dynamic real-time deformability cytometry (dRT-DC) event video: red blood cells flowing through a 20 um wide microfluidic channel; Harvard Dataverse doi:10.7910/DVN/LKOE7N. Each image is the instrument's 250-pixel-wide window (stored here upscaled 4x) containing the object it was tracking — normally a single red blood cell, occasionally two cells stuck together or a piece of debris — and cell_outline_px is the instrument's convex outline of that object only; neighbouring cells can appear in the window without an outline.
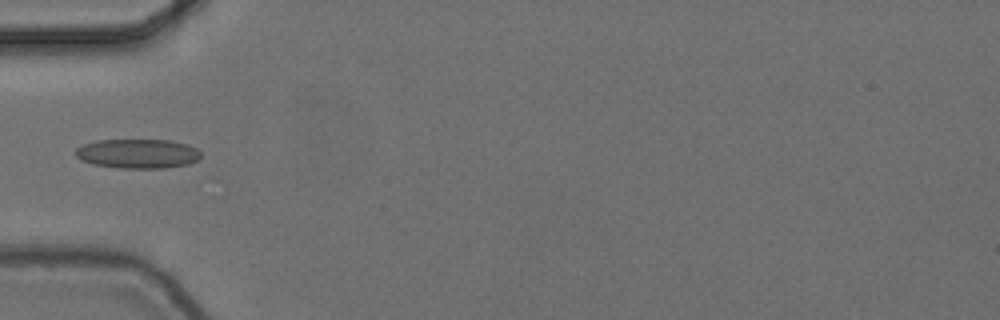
{"species": "common noctule bat (a hibernating species)", "species_latin": "Nyctalus noctula", "temperature_condition": "cold", "stored_images_in_passage": 38, "camera_frame_rate_fps": 3000, "um_per_image_px": 0.085, "animal": {"sex": "female", "body_mass_g": 24.6, "forearm_length_mm": 56.2}, "frame": {"image": 1, "passage_image": 1, "time_ms": 0.0, "image_size_px": [1000, 320], "cell_outline_px": [[200, 160], [188, 164], [164, 168], [120, 168], [92, 164], [80, 160], [76, 156], [76, 148], [84, 144], [96, 140], [172, 140], [188, 144], [196, 148], [200, 152]], "centroid_in_image_um": [11.72, 13.06], "position_along_channel_um": 73.3, "area_um2": 21.62}}
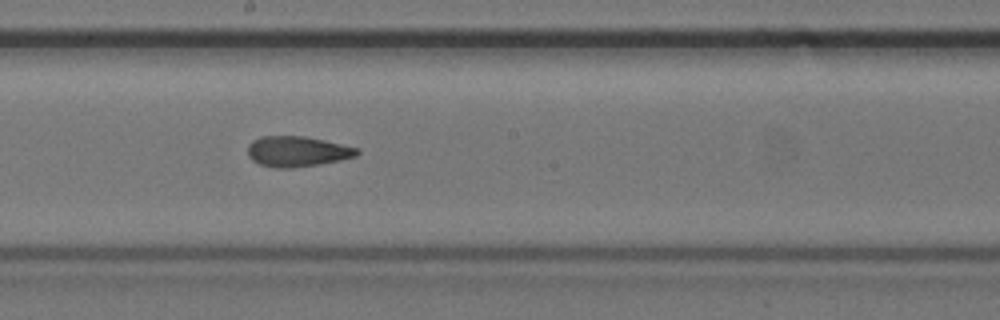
{"frame": {"image": 2, "passage_image": 13, "time_ms": 4.0, "image_size_px": [1000, 320], "cell_outline_px": [[360, 152], [356, 156], [340, 160], [320, 164], [292, 168], [276, 168], [260, 164], [252, 160], [248, 156], [248, 144], [252, 140], [260, 136], [304, 136], [324, 140], [360, 148]], "centroid_in_image_um": [25.26, 12.87], "position_along_channel_um": 222.9, "area_um2": 19.54}}
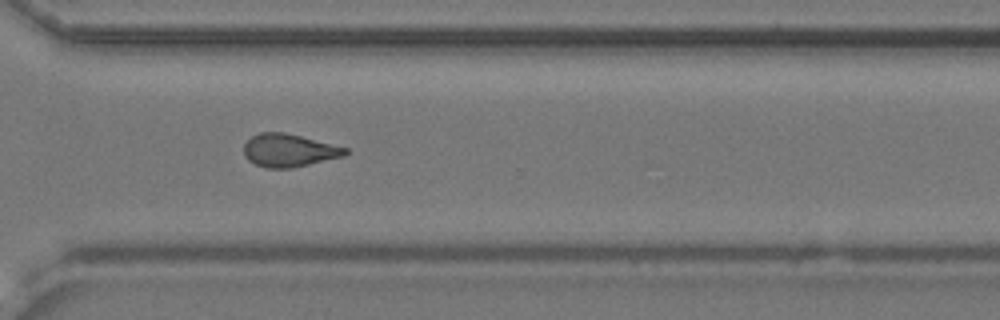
{"frame": {"image": 3, "passage_image": 23, "time_ms": 7.333, "image_size_px": [1000, 320], "cell_outline_px": [[348, 152], [344, 156], [292, 168], [264, 168], [248, 160], [244, 156], [244, 144], [252, 136], [260, 132], [284, 132], [348, 148]], "centroid_in_image_um": [24.54, 12.79], "position_along_channel_um": 346.1, "area_um2": 19.36}, "authors_computed_cell_mechanics": {"area_um2": 19.5364, "velocity_mm_per_s": 3.7163, "shape_relaxation_time_tau1_ms": null, "shape_relaxation_time_tau2_ms": 3.1373, "deformation_change_tau1": null, "deformation_change_tau2": 0.0905}}